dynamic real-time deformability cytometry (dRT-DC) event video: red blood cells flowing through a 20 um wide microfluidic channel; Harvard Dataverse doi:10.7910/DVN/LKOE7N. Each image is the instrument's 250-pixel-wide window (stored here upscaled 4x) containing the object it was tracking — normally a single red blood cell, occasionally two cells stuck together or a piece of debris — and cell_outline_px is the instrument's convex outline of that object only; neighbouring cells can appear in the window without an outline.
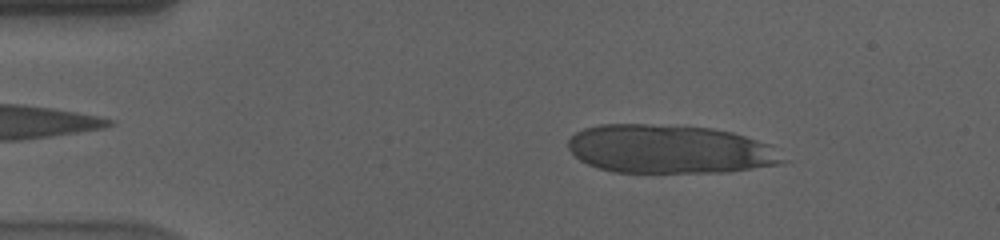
{"species": "human", "species_latin": "Homo sapiens", "temperature_condition": "cold", "stored_images_in_passage": 17, "camera_frame_rate_fps": 3000, "um_per_image_px": 0.085, "donor": {"sex": "male"}, "frame": {"image": 1, "passage_image": 8, "time_ms": 2.333, "image_size_px": [1000, 240], "cell_outline_px": [[788, 160], [780, 164], [728, 172], [612, 172], [596, 168], [580, 160], [568, 148], [568, 140], [576, 132], [584, 128], [600, 124], [648, 124], [712, 128], [732, 132], [772, 144]], "centroid_in_image_um": [56.95, 12.68], "position_along_channel_um": 28.0, "area_um2": 61.15}}